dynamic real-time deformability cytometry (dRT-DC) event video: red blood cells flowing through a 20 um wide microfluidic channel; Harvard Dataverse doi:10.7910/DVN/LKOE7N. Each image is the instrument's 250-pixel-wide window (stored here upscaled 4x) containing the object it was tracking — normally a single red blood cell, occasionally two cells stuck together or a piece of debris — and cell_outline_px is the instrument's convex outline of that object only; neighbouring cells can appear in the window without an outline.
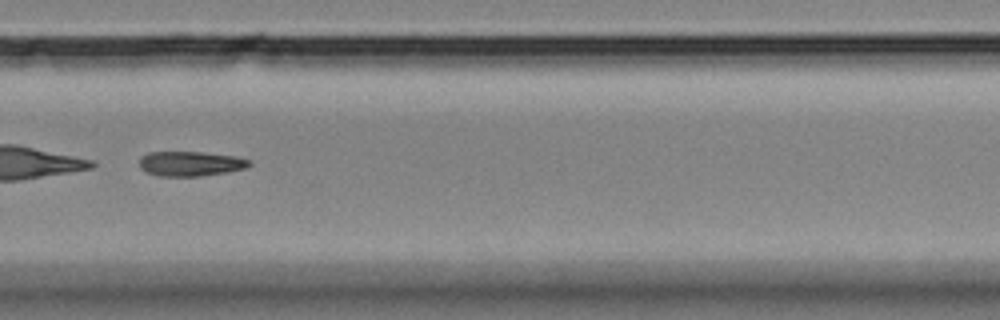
{"species": "Egyptian fruit bat (a non-hibernating species)", "species_latin": "Rousettus aegyptiacus", "temperature_condition": "room temperature", "stored_images_in_passage": 40, "camera_frame_rate_fps": 3000, "um_per_image_px": 0.085, "animal": {"sex": "female"}, "frame": {"image": 1, "passage_image": 23, "time_ms": 7.333, "image_size_px": [1000, 320], "cell_outline_px": [[252, 164], [244, 168], [228, 172], [200, 176], [156, 176], [140, 168], [140, 160], [148, 152], [200, 152], [236, 156], [248, 160]], "centroid_in_image_um": [16.19, 13.92], "position_along_channel_um": 313.6, "area_um2": 15.72}, "authors_computed_cell_mechanics": {"area_um2": 16.9354, "velocity_mm_per_s": 3.5255, "shape_relaxation_time_tau1_ms": 0.8312, "shape_relaxation_time_tau2_ms": null, "deformation_change_tau1": 0.2066, "deformation_change_tau2": null}}